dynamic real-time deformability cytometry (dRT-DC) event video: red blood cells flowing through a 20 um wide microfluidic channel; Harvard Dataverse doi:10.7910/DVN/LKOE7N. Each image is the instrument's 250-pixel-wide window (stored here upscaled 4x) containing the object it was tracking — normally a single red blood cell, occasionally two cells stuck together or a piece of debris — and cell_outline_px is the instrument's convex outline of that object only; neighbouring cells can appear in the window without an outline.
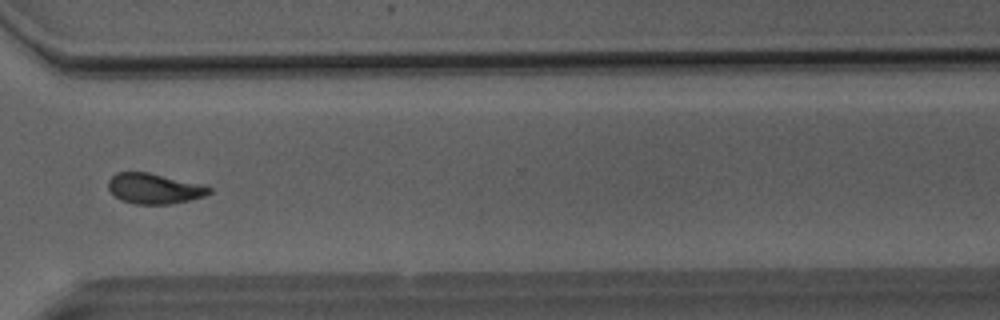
{"species": "Egyptian fruit bat (a non-hibernating species)", "species_latin": "Rousettus aegyptiacus", "temperature_condition": "room temperature", "stored_images_in_passage": 36, "segment_of_instrument_passage": [1, 2], "camera_frame_rate_fps": 3000, "um_per_image_px": 0.085, "animal": {"sex": "male"}, "frame": {"image": 1, "passage_image": 22, "time_ms": 7.0, "image_size_px": [1000, 320], "cell_outline_px": [[212, 192], [204, 196], [172, 204], [136, 204], [120, 200], [108, 188], [108, 180], [116, 172], [148, 172], [208, 184], [212, 188]], "centroid_in_image_um": [13.17, 16.01], "position_along_channel_um": 357.4, "area_um2": 18.21}}
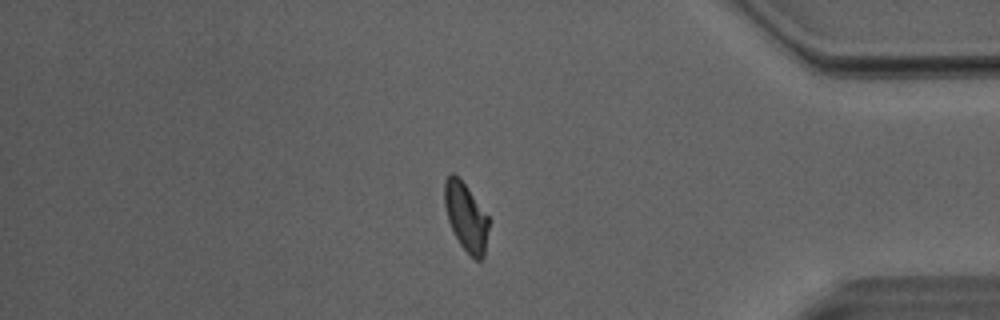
{"frame": {"image": 2, "passage_image": 27, "time_ms": 8.667, "image_size_px": [1000, 320], "cell_outline_px": [[488, 228], [484, 256], [480, 260], [476, 260], [460, 244], [448, 220], [444, 204], [444, 180], [452, 172], [464, 184], [488, 216]], "centroid_in_image_um": [39.59, 18.43], "position_along_channel_um": 395.6, "area_um2": 17.05}}
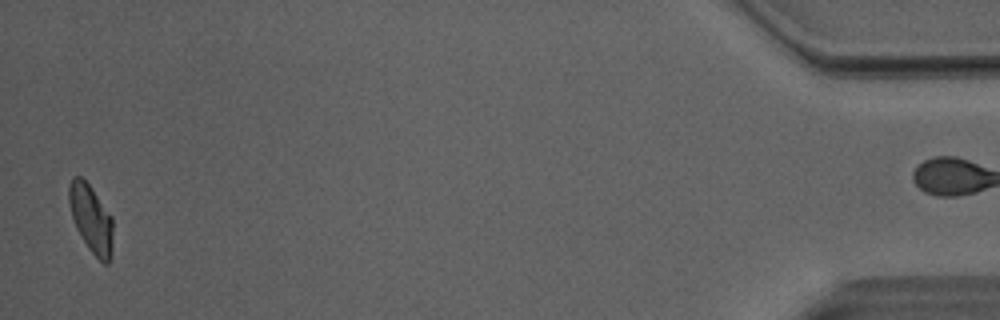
{"frame": {"image": 3, "passage_image": 34, "time_ms": 11.0, "image_size_px": [1000, 320], "cell_outline_px": [[112, 256], [108, 264], [104, 264], [88, 248], [76, 228], [68, 204], [68, 184], [72, 176], [80, 176], [88, 184], [112, 216]], "centroid_in_image_um": [7.73, 18.59], "position_along_channel_um": 427.5, "area_um2": 17.4}}